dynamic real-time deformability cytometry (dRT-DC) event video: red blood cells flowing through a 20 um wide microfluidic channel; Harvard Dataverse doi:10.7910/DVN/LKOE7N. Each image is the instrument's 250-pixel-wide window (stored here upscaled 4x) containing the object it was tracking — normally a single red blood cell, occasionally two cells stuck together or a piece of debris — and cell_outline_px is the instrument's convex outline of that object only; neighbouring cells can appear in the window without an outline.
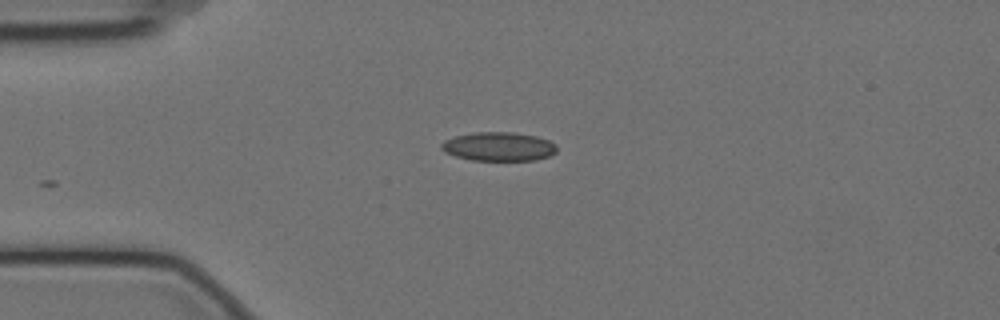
{"species": "Egyptian fruit bat (a non-hibernating species)", "species_latin": "Rousettus aegyptiacus", "temperature_condition": "cold", "stored_images_in_passage": 25, "camera_frame_rate_fps": 3000, "um_per_image_px": 0.085, "animal": {"sex": "female"}, "frame": {"image": 1, "passage_image": 1, "time_ms": 0.0, "image_size_px": [1000, 320], "cell_outline_px": [[556, 152], [548, 156], [536, 160], [472, 160], [456, 156], [444, 152], [440, 148], [440, 144], [444, 140], [456, 136], [476, 132], [512, 132], [536, 136], [548, 140], [556, 144]], "centroid_in_image_um": [42.37, 12.45], "position_along_channel_um": 42.6, "area_um2": 19.36}}
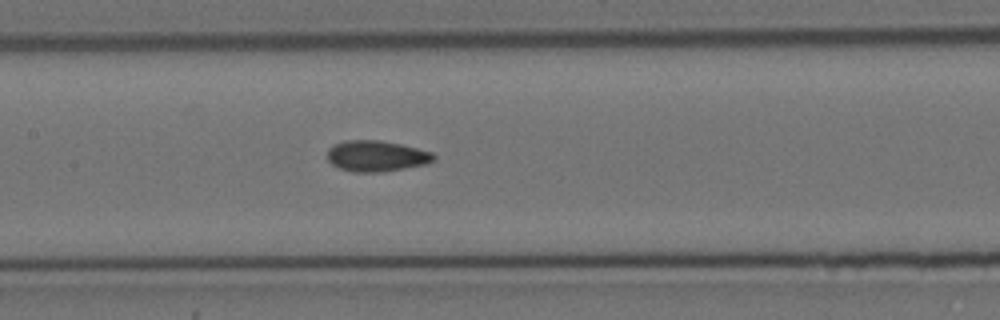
{"frame": {"image": 2, "passage_image": 14, "time_ms": 4.333, "image_size_px": [1000, 320], "cell_outline_px": [[436, 156], [428, 164], [384, 172], [352, 172], [340, 168], [332, 164], [328, 160], [328, 148], [332, 144], [344, 140], [380, 140], [400, 144], [432, 152]], "centroid_in_image_um": [31.98, 13.26], "position_along_channel_um": 175.4, "area_um2": 19.31}}
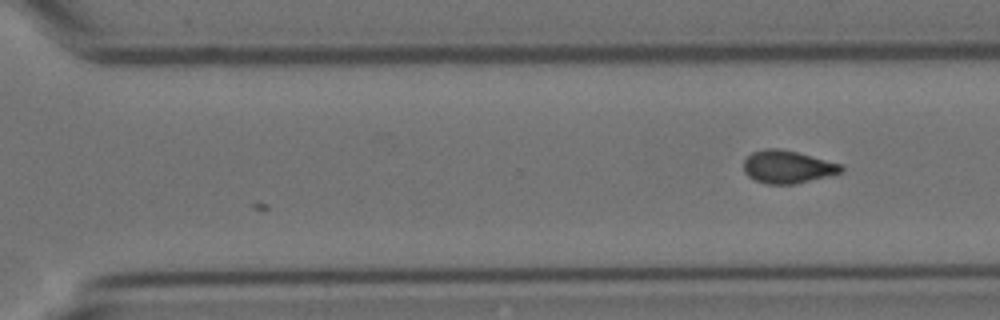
{"frame": {"image": 3, "passage_image": 25, "time_ms": 8.0, "image_size_px": [1000, 320], "cell_outline_px": [[844, 172], [828, 176], [792, 184], [764, 184], [748, 176], [744, 172], [744, 160], [752, 152], [764, 148], [780, 148], [844, 164]], "centroid_in_image_um": [66.96, 14.18], "position_along_channel_um": 303.6, "area_um2": 18.73}}